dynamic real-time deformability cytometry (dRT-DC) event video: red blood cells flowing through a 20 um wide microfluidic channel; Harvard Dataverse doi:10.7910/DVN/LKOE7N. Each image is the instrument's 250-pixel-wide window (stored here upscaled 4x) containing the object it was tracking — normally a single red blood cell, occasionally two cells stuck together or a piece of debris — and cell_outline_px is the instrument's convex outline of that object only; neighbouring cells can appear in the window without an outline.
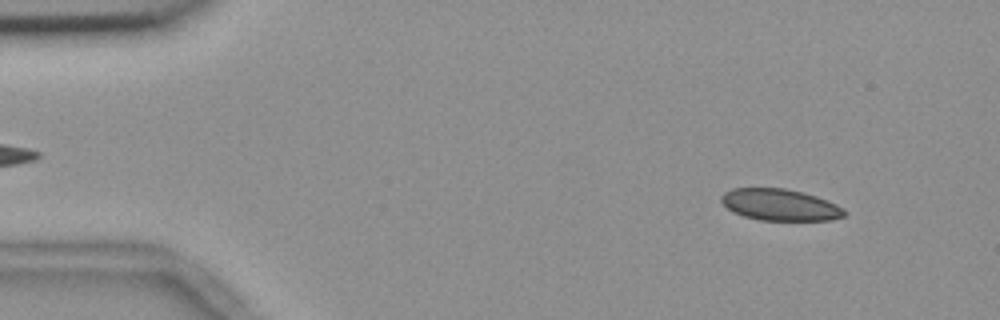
{"species": "common noctule bat (a hibernating species)", "species_latin": "Nyctalus noctula", "temperature_condition": "room temperature", "stored_images_in_passage": 4, "camera_frame_rate_fps": 3000, "um_per_image_px": 0.085, "animal": {"sex": "female", "body_mass_g": 18.4}, "frame": {"image": 1, "passage_image": 1, "time_ms": 0.0, "image_size_px": [1000, 320], "cell_outline_px": [[848, 212], [844, 216], [832, 220], [760, 220], [744, 216], [732, 212], [720, 200], [720, 196], [724, 192], [732, 188], [784, 188], [804, 192], [828, 200], [844, 208]], "centroid_in_image_um": [66.32, 17.4], "position_along_channel_um": 18.7, "area_um2": 22.83}}
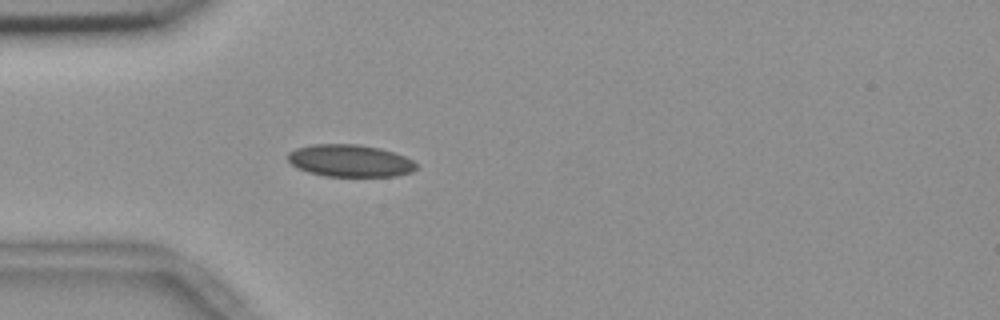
{"frame": {"image": 2, "passage_image": 4, "time_ms": 1.0, "image_size_px": [1000, 320], "cell_outline_px": [[416, 168], [412, 172], [396, 176], [324, 176], [308, 172], [292, 164], [288, 160], [288, 152], [296, 148], [312, 144], [356, 144], [380, 148], [404, 156], [412, 160], [416, 164]], "centroid_in_image_um": [29.74, 13.66], "position_along_channel_um": 55.3, "area_um2": 23.99}}